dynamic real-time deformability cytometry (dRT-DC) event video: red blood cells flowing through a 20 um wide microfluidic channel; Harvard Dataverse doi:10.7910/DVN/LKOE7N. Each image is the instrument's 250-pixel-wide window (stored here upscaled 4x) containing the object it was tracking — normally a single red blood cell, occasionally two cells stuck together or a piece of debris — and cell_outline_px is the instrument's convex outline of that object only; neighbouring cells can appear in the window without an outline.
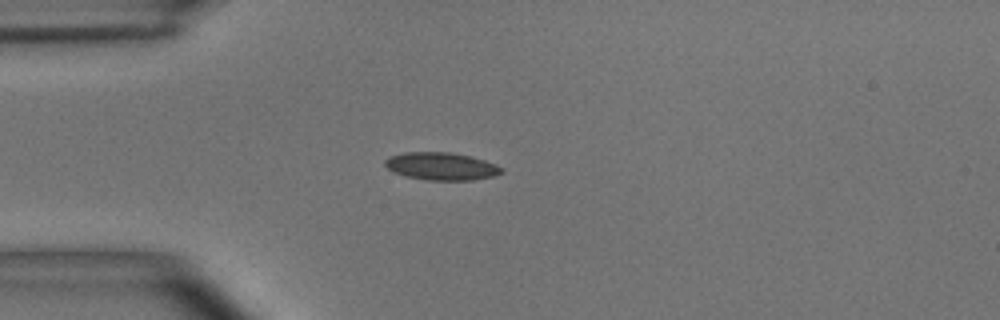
{"species": "common noctule bat (a hibernating species)", "species_latin": "Nyctalus noctula", "temperature_condition": "room temperature", "stored_images_in_passage": 41, "camera_frame_rate_fps": 3000, "um_per_image_px": 0.085, "animal": {"sex": "male", "body_mass_g": 15.6}, "frame": {"image": 1, "passage_image": 1, "time_ms": 0.0, "image_size_px": [1000, 320], "cell_outline_px": [[504, 172], [492, 176], [472, 180], [428, 180], [404, 176], [388, 168], [384, 164], [384, 160], [392, 156], [404, 152], [452, 152], [472, 156], [496, 164], [504, 168]], "centroid_in_image_um": [37.55, 14.12], "position_along_channel_um": 47.5, "area_um2": 18.79}}
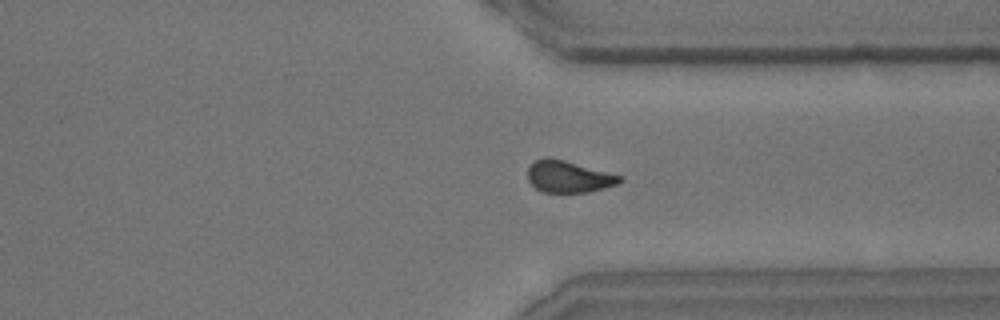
{"frame": {"image": 2, "passage_image": 28, "time_ms": 9.0, "image_size_px": [1000, 320], "cell_outline_px": [[624, 180], [616, 184], [604, 188], [588, 192], [544, 192], [536, 188], [528, 180], [528, 168], [536, 160], [544, 156], [548, 156], [564, 160], [620, 176]], "centroid_in_image_um": [48.29, 15.01], "position_along_channel_um": 363.1, "area_um2": 16.76}}
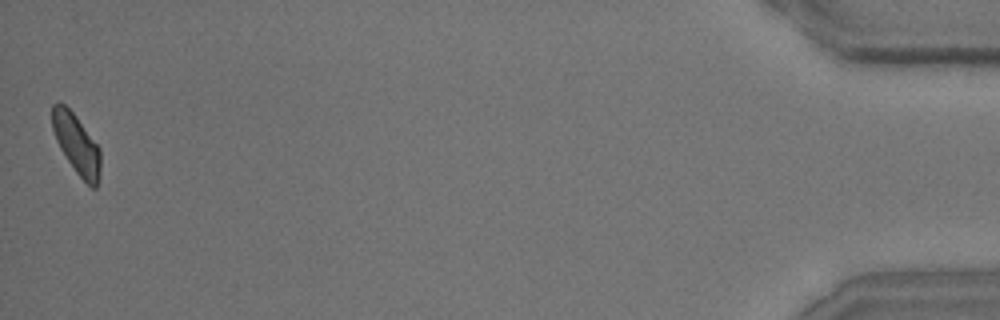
{"frame": {"image": 3, "passage_image": 41, "time_ms": 13.333, "image_size_px": [1000, 320], "cell_outline_px": [[100, 168], [96, 188], [92, 188], [76, 172], [60, 148], [56, 140], [52, 128], [52, 104], [64, 104], [72, 112], [100, 148]], "centroid_in_image_um": [6.5, 12.25], "position_along_channel_um": 428.7, "area_um2": 16.36}, "authors_computed_cell_mechanics": {"area_um2": 17.5712, "velocity_mm_per_s": 3.6472, "shape_relaxation_time_tau1_ms": 4.0662, "shape_relaxation_time_tau2_ms": 2.5277, "deformation_change_tau1": 0.1275, "deformation_change_tau2": 0.0847}}